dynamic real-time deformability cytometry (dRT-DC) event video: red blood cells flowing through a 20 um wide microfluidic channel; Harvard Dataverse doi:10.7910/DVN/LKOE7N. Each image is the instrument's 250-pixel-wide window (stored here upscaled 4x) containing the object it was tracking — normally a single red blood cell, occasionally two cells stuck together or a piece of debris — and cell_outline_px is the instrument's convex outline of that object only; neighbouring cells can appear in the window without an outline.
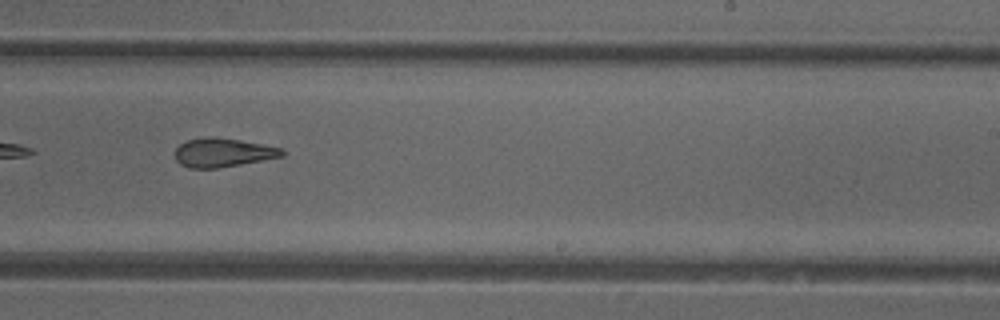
{"species": "common noctule bat (a hibernating species)", "species_latin": "Nyctalus noctula", "temperature_condition": "cold", "stored_images_in_passage": 36, "camera_frame_rate_fps": 3000, "um_per_image_px": 0.085, "animal": {"sex": "female"}, "frame": {"image": 1, "passage_image": 16, "time_ms": 5.0, "image_size_px": [1000, 320], "cell_outline_px": [[284, 156], [240, 164], [216, 168], [188, 168], [180, 164], [176, 160], [176, 148], [180, 144], [188, 140], [212, 136], [216, 136], [240, 140], [280, 148], [284, 152]], "centroid_in_image_um": [18.91, 12.97], "position_along_channel_um": 270.1, "area_um2": 17.74}, "authors_computed_cell_mechanics": {"area_um2": 18.8717, "velocity_mm_per_s": 3.9516, "shape_relaxation_time_tau1_ms": null, "shape_relaxation_time_tau2_ms": 2.5437, "deformation_change_tau1": null, "deformation_change_tau2": 0.105}}